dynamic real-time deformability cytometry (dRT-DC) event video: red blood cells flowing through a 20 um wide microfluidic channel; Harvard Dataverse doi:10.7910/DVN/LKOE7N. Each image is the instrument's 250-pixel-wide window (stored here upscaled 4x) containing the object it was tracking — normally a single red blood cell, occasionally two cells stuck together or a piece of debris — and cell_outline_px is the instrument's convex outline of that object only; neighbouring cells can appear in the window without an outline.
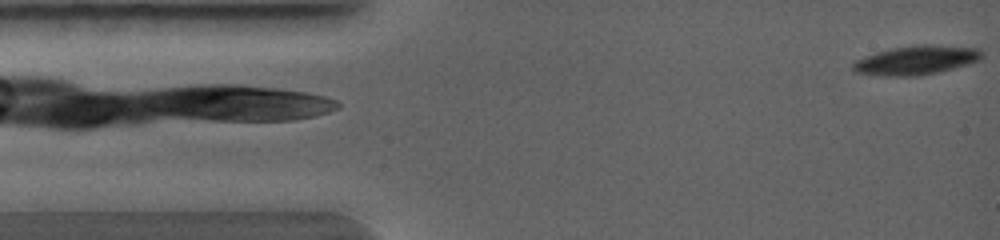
{"species": "common noctule bat (a hibernating species)", "species_latin": "Nyctalus noctula", "temperature_condition": "warm", "stored_images_in_passage": 25, "camera_frame_rate_fps": 5000, "um_per_image_px": 0.085, "animal": {"sex": "female", "body_mass_g": 19.0, "forearm_length_mm": 56.7}, "frame": {"image": 1, "passage_image": 1, "time_ms": 0.0, "image_size_px": [1000, 240], "cell_outline_px": [[984, 56], [980, 60], [968, 64], [920, 76], [884, 76], [856, 72], [852, 68], [852, 64], [856, 60], [864, 56], [876, 52], [892, 48], [920, 44], [928, 44], [980, 48], [984, 52]], "centroid_in_image_um": [77.91, 5.1], "position_along_channel_um": 7.1, "area_um2": 21.91}}
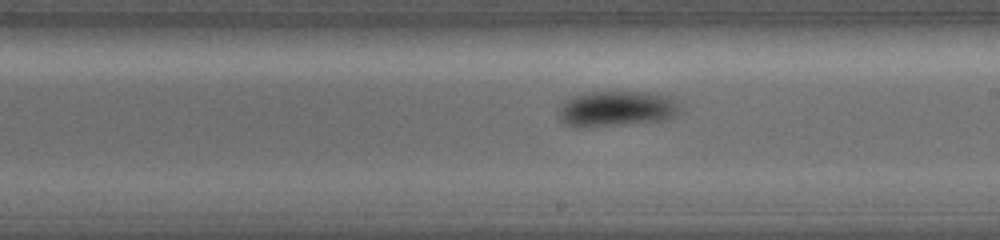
{"frame": {"image": 2, "passage_image": 15, "time_ms": 4.8, "image_size_px": [1000, 240], "cell_outline_px": [[680, 112], [664, 120], [616, 124], [564, 124], [560, 120], [560, 108], [572, 96], [584, 92], [648, 92], [672, 96], [680, 108]], "centroid_in_image_um": [52.5, 9.18], "position_along_channel_um": 236.5, "area_um2": 24.1}}
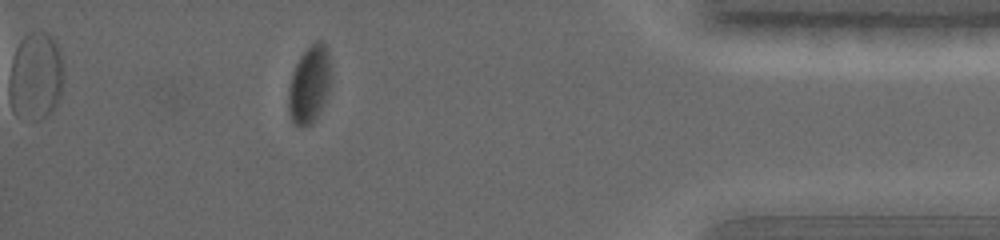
{"frame": {"image": 3, "passage_image": 24, "time_ms": 8.0, "image_size_px": [1000, 240], "cell_outline_px": [[332, 72], [328, 92], [320, 112], [316, 120], [312, 124], [304, 128], [300, 128], [292, 120], [288, 112], [288, 88], [292, 72], [300, 56], [316, 40], [324, 40], [328, 48]], "centroid_in_image_um": [26.32, 7.18], "position_along_channel_um": 408.9, "area_um2": 19.77}}